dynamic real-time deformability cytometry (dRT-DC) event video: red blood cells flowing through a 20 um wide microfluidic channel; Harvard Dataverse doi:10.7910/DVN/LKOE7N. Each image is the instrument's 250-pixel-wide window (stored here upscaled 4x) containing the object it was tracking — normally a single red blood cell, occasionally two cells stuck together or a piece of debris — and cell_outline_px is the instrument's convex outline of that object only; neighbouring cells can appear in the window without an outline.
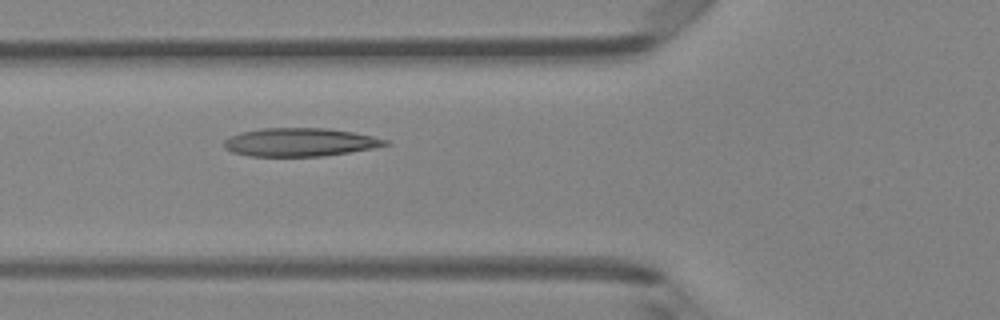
{"species": "Egyptian fruit bat (a non-hibernating species)", "species_latin": "Rousettus aegyptiacus", "temperature_condition": "room temperature", "stored_images_in_passage": 4, "camera_frame_rate_fps": 3000, "um_per_image_px": 0.085, "animal": {"sex": "female"}, "frame": {"image": 1, "passage_image": 2, "time_ms": 0.333, "image_size_px": [1000, 320], "cell_outline_px": [[392, 144], [372, 148], [324, 156], [248, 156], [232, 152], [224, 148], [224, 140], [240, 132], [264, 128], [328, 128], [352, 132], [372, 136], [388, 140]], "centroid_in_image_um": [25.49, 12.09], "position_along_channel_um": 100.3, "area_um2": 26.53}}
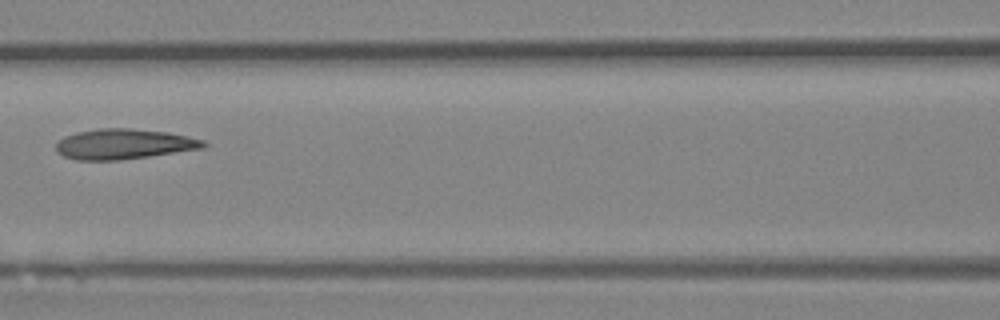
{"frame": {"image": 2, "passage_image": 3, "time_ms": 0.667, "image_size_px": [1000, 320], "cell_outline_px": [[208, 144], [204, 148], [120, 160], [76, 160], [64, 156], [56, 152], [56, 144], [64, 136], [76, 132], [96, 128], [128, 128], [168, 132], [204, 140]], "centroid_in_image_um": [10.51, 12.24], "position_along_channel_um": 156.1, "area_um2": 26.01}}
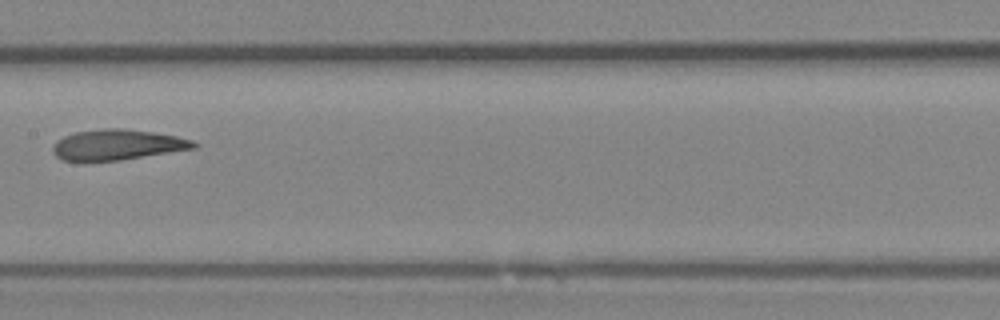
{"frame": {"image": 3, "passage_image": 4, "time_ms": 1.0, "image_size_px": [1000, 320], "cell_outline_px": [[200, 144], [196, 148], [120, 160], [64, 160], [56, 156], [52, 152], [52, 148], [56, 140], [64, 136], [76, 132], [104, 128], [124, 128], [152, 132], [176, 136], [192, 140]], "centroid_in_image_um": [9.99, 12.29], "position_along_channel_um": 197.4, "area_um2": 24.85}}